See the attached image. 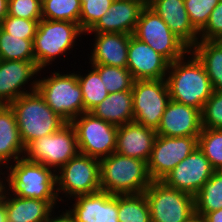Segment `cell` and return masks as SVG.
Segmentation results:
<instances>
[{"label": "cell", "instance_id": "cell-1", "mask_svg": "<svg viewBox=\"0 0 222 222\" xmlns=\"http://www.w3.org/2000/svg\"><path fill=\"white\" fill-rule=\"evenodd\" d=\"M83 37L85 38V32L77 23L41 19L33 40V52L38 68L50 71V66L51 68H53L52 66L56 67V64H59L61 60L64 62L68 59L70 62L71 58L75 57L72 56L69 59L68 55L70 56L74 49L79 50L80 46L82 48Z\"/></svg>", "mask_w": 222, "mask_h": 222}, {"label": "cell", "instance_id": "cell-2", "mask_svg": "<svg viewBox=\"0 0 222 222\" xmlns=\"http://www.w3.org/2000/svg\"><path fill=\"white\" fill-rule=\"evenodd\" d=\"M166 81L171 100L200 111L214 91L204 65L191 50L170 63Z\"/></svg>", "mask_w": 222, "mask_h": 222}, {"label": "cell", "instance_id": "cell-3", "mask_svg": "<svg viewBox=\"0 0 222 222\" xmlns=\"http://www.w3.org/2000/svg\"><path fill=\"white\" fill-rule=\"evenodd\" d=\"M3 186L16 196L47 201L54 209L62 204L57 194L56 172L25 157L6 166Z\"/></svg>", "mask_w": 222, "mask_h": 222}, {"label": "cell", "instance_id": "cell-4", "mask_svg": "<svg viewBox=\"0 0 222 222\" xmlns=\"http://www.w3.org/2000/svg\"><path fill=\"white\" fill-rule=\"evenodd\" d=\"M61 66V70L59 67L56 70L51 69L50 72L48 69L40 70L36 90L57 115L70 123L84 113L83 95L74 71L76 67L67 71Z\"/></svg>", "mask_w": 222, "mask_h": 222}, {"label": "cell", "instance_id": "cell-5", "mask_svg": "<svg viewBox=\"0 0 222 222\" xmlns=\"http://www.w3.org/2000/svg\"><path fill=\"white\" fill-rule=\"evenodd\" d=\"M152 182L146 161L116 152L100 160L101 191L112 195L141 194Z\"/></svg>", "mask_w": 222, "mask_h": 222}, {"label": "cell", "instance_id": "cell-6", "mask_svg": "<svg viewBox=\"0 0 222 222\" xmlns=\"http://www.w3.org/2000/svg\"><path fill=\"white\" fill-rule=\"evenodd\" d=\"M12 108L25 148L34 140L59 131L67 122L57 115L37 90L14 100Z\"/></svg>", "mask_w": 222, "mask_h": 222}, {"label": "cell", "instance_id": "cell-7", "mask_svg": "<svg viewBox=\"0 0 222 222\" xmlns=\"http://www.w3.org/2000/svg\"><path fill=\"white\" fill-rule=\"evenodd\" d=\"M56 182L62 205L76 196L97 193L101 191L100 160L78 153L56 172Z\"/></svg>", "mask_w": 222, "mask_h": 222}, {"label": "cell", "instance_id": "cell-8", "mask_svg": "<svg viewBox=\"0 0 222 222\" xmlns=\"http://www.w3.org/2000/svg\"><path fill=\"white\" fill-rule=\"evenodd\" d=\"M152 222H190L195 218L194 196L153 181L144 191Z\"/></svg>", "mask_w": 222, "mask_h": 222}, {"label": "cell", "instance_id": "cell-9", "mask_svg": "<svg viewBox=\"0 0 222 222\" xmlns=\"http://www.w3.org/2000/svg\"><path fill=\"white\" fill-rule=\"evenodd\" d=\"M78 153L75 129L67 123L59 131L32 141L25 148L24 157L57 172Z\"/></svg>", "mask_w": 222, "mask_h": 222}, {"label": "cell", "instance_id": "cell-10", "mask_svg": "<svg viewBox=\"0 0 222 222\" xmlns=\"http://www.w3.org/2000/svg\"><path fill=\"white\" fill-rule=\"evenodd\" d=\"M70 124L76 132L79 153L101 160L115 152L118 126L91 112L82 113Z\"/></svg>", "mask_w": 222, "mask_h": 222}, {"label": "cell", "instance_id": "cell-11", "mask_svg": "<svg viewBox=\"0 0 222 222\" xmlns=\"http://www.w3.org/2000/svg\"><path fill=\"white\" fill-rule=\"evenodd\" d=\"M133 36L148 44L170 63L182 58L190 50L147 5L140 13Z\"/></svg>", "mask_w": 222, "mask_h": 222}, {"label": "cell", "instance_id": "cell-12", "mask_svg": "<svg viewBox=\"0 0 222 222\" xmlns=\"http://www.w3.org/2000/svg\"><path fill=\"white\" fill-rule=\"evenodd\" d=\"M170 100L166 79L134 80L133 121L156 130Z\"/></svg>", "mask_w": 222, "mask_h": 222}, {"label": "cell", "instance_id": "cell-13", "mask_svg": "<svg viewBox=\"0 0 222 222\" xmlns=\"http://www.w3.org/2000/svg\"><path fill=\"white\" fill-rule=\"evenodd\" d=\"M197 146L198 136L165 137L157 135L147 162L151 179L162 181Z\"/></svg>", "mask_w": 222, "mask_h": 222}, {"label": "cell", "instance_id": "cell-14", "mask_svg": "<svg viewBox=\"0 0 222 222\" xmlns=\"http://www.w3.org/2000/svg\"><path fill=\"white\" fill-rule=\"evenodd\" d=\"M39 72L35 61L0 60V102L9 105L36 90Z\"/></svg>", "mask_w": 222, "mask_h": 222}, {"label": "cell", "instance_id": "cell-15", "mask_svg": "<svg viewBox=\"0 0 222 222\" xmlns=\"http://www.w3.org/2000/svg\"><path fill=\"white\" fill-rule=\"evenodd\" d=\"M215 169L197 146L162 180L167 186L195 196Z\"/></svg>", "mask_w": 222, "mask_h": 222}, {"label": "cell", "instance_id": "cell-16", "mask_svg": "<svg viewBox=\"0 0 222 222\" xmlns=\"http://www.w3.org/2000/svg\"><path fill=\"white\" fill-rule=\"evenodd\" d=\"M64 204H66L64 207H68L75 217L76 222H119L118 195L99 191L76 196Z\"/></svg>", "mask_w": 222, "mask_h": 222}, {"label": "cell", "instance_id": "cell-17", "mask_svg": "<svg viewBox=\"0 0 222 222\" xmlns=\"http://www.w3.org/2000/svg\"><path fill=\"white\" fill-rule=\"evenodd\" d=\"M92 35V43L89 45L85 57V65L101 64L107 66H115L127 68V55L130 34L122 33H85V37ZM92 48V49H90ZM90 53V54H89ZM88 59V61L86 60Z\"/></svg>", "mask_w": 222, "mask_h": 222}, {"label": "cell", "instance_id": "cell-18", "mask_svg": "<svg viewBox=\"0 0 222 222\" xmlns=\"http://www.w3.org/2000/svg\"><path fill=\"white\" fill-rule=\"evenodd\" d=\"M170 62L148 44L130 35L127 69L134 80L166 79Z\"/></svg>", "mask_w": 222, "mask_h": 222}, {"label": "cell", "instance_id": "cell-19", "mask_svg": "<svg viewBox=\"0 0 222 222\" xmlns=\"http://www.w3.org/2000/svg\"><path fill=\"white\" fill-rule=\"evenodd\" d=\"M146 6L142 0H113L109 10L86 33H122L133 35L140 13Z\"/></svg>", "mask_w": 222, "mask_h": 222}, {"label": "cell", "instance_id": "cell-20", "mask_svg": "<svg viewBox=\"0 0 222 222\" xmlns=\"http://www.w3.org/2000/svg\"><path fill=\"white\" fill-rule=\"evenodd\" d=\"M202 130L201 111L170 100L156 129L165 137L199 136Z\"/></svg>", "mask_w": 222, "mask_h": 222}, {"label": "cell", "instance_id": "cell-21", "mask_svg": "<svg viewBox=\"0 0 222 222\" xmlns=\"http://www.w3.org/2000/svg\"><path fill=\"white\" fill-rule=\"evenodd\" d=\"M146 5L161 17L189 49L198 42L199 32L190 22L184 0H150Z\"/></svg>", "mask_w": 222, "mask_h": 222}, {"label": "cell", "instance_id": "cell-22", "mask_svg": "<svg viewBox=\"0 0 222 222\" xmlns=\"http://www.w3.org/2000/svg\"><path fill=\"white\" fill-rule=\"evenodd\" d=\"M156 136L155 129L134 121L118 126L115 152L148 162Z\"/></svg>", "mask_w": 222, "mask_h": 222}, {"label": "cell", "instance_id": "cell-23", "mask_svg": "<svg viewBox=\"0 0 222 222\" xmlns=\"http://www.w3.org/2000/svg\"><path fill=\"white\" fill-rule=\"evenodd\" d=\"M23 145L15 114L9 105L0 108V161L9 165L24 157Z\"/></svg>", "mask_w": 222, "mask_h": 222}, {"label": "cell", "instance_id": "cell-24", "mask_svg": "<svg viewBox=\"0 0 222 222\" xmlns=\"http://www.w3.org/2000/svg\"><path fill=\"white\" fill-rule=\"evenodd\" d=\"M54 208L44 200L22 198L6 189L8 222H45Z\"/></svg>", "mask_w": 222, "mask_h": 222}, {"label": "cell", "instance_id": "cell-25", "mask_svg": "<svg viewBox=\"0 0 222 222\" xmlns=\"http://www.w3.org/2000/svg\"><path fill=\"white\" fill-rule=\"evenodd\" d=\"M132 102V90L111 93L91 113L105 122L121 126L134 120Z\"/></svg>", "mask_w": 222, "mask_h": 222}, {"label": "cell", "instance_id": "cell-26", "mask_svg": "<svg viewBox=\"0 0 222 222\" xmlns=\"http://www.w3.org/2000/svg\"><path fill=\"white\" fill-rule=\"evenodd\" d=\"M202 62L214 91H222V42L198 40L190 49Z\"/></svg>", "mask_w": 222, "mask_h": 222}, {"label": "cell", "instance_id": "cell-27", "mask_svg": "<svg viewBox=\"0 0 222 222\" xmlns=\"http://www.w3.org/2000/svg\"><path fill=\"white\" fill-rule=\"evenodd\" d=\"M195 217L222 209V170H215L211 178L194 196Z\"/></svg>", "mask_w": 222, "mask_h": 222}, {"label": "cell", "instance_id": "cell-28", "mask_svg": "<svg viewBox=\"0 0 222 222\" xmlns=\"http://www.w3.org/2000/svg\"><path fill=\"white\" fill-rule=\"evenodd\" d=\"M87 68L89 69H85V71L80 67L76 71L82 89L84 113L91 112L108 96V91L100 78L99 72L92 65H88Z\"/></svg>", "mask_w": 222, "mask_h": 222}, {"label": "cell", "instance_id": "cell-29", "mask_svg": "<svg viewBox=\"0 0 222 222\" xmlns=\"http://www.w3.org/2000/svg\"><path fill=\"white\" fill-rule=\"evenodd\" d=\"M119 222H152L144 193L118 195Z\"/></svg>", "mask_w": 222, "mask_h": 222}, {"label": "cell", "instance_id": "cell-30", "mask_svg": "<svg viewBox=\"0 0 222 222\" xmlns=\"http://www.w3.org/2000/svg\"><path fill=\"white\" fill-rule=\"evenodd\" d=\"M33 40L13 36L0 27V60L35 61Z\"/></svg>", "mask_w": 222, "mask_h": 222}, {"label": "cell", "instance_id": "cell-31", "mask_svg": "<svg viewBox=\"0 0 222 222\" xmlns=\"http://www.w3.org/2000/svg\"><path fill=\"white\" fill-rule=\"evenodd\" d=\"M42 19L69 21L79 24L80 0H42Z\"/></svg>", "mask_w": 222, "mask_h": 222}, {"label": "cell", "instance_id": "cell-32", "mask_svg": "<svg viewBox=\"0 0 222 222\" xmlns=\"http://www.w3.org/2000/svg\"><path fill=\"white\" fill-rule=\"evenodd\" d=\"M89 65H92L99 72L108 94L132 90L134 79L127 68L101 64Z\"/></svg>", "mask_w": 222, "mask_h": 222}, {"label": "cell", "instance_id": "cell-33", "mask_svg": "<svg viewBox=\"0 0 222 222\" xmlns=\"http://www.w3.org/2000/svg\"><path fill=\"white\" fill-rule=\"evenodd\" d=\"M198 147L215 170H222V129L202 128Z\"/></svg>", "mask_w": 222, "mask_h": 222}, {"label": "cell", "instance_id": "cell-34", "mask_svg": "<svg viewBox=\"0 0 222 222\" xmlns=\"http://www.w3.org/2000/svg\"><path fill=\"white\" fill-rule=\"evenodd\" d=\"M113 0H80L79 26L86 33L110 8Z\"/></svg>", "mask_w": 222, "mask_h": 222}, {"label": "cell", "instance_id": "cell-35", "mask_svg": "<svg viewBox=\"0 0 222 222\" xmlns=\"http://www.w3.org/2000/svg\"><path fill=\"white\" fill-rule=\"evenodd\" d=\"M220 0H184L193 27L200 32L207 24L210 14Z\"/></svg>", "mask_w": 222, "mask_h": 222}, {"label": "cell", "instance_id": "cell-36", "mask_svg": "<svg viewBox=\"0 0 222 222\" xmlns=\"http://www.w3.org/2000/svg\"><path fill=\"white\" fill-rule=\"evenodd\" d=\"M202 128L222 129V91H213L201 111Z\"/></svg>", "mask_w": 222, "mask_h": 222}, {"label": "cell", "instance_id": "cell-37", "mask_svg": "<svg viewBox=\"0 0 222 222\" xmlns=\"http://www.w3.org/2000/svg\"><path fill=\"white\" fill-rule=\"evenodd\" d=\"M40 20H29L7 15L0 27L7 33L22 39H34Z\"/></svg>", "mask_w": 222, "mask_h": 222}, {"label": "cell", "instance_id": "cell-38", "mask_svg": "<svg viewBox=\"0 0 222 222\" xmlns=\"http://www.w3.org/2000/svg\"><path fill=\"white\" fill-rule=\"evenodd\" d=\"M42 0H8V14L29 20L42 19Z\"/></svg>", "mask_w": 222, "mask_h": 222}, {"label": "cell", "instance_id": "cell-39", "mask_svg": "<svg viewBox=\"0 0 222 222\" xmlns=\"http://www.w3.org/2000/svg\"><path fill=\"white\" fill-rule=\"evenodd\" d=\"M222 36V0L214 7L205 27L199 32V40H218Z\"/></svg>", "mask_w": 222, "mask_h": 222}, {"label": "cell", "instance_id": "cell-40", "mask_svg": "<svg viewBox=\"0 0 222 222\" xmlns=\"http://www.w3.org/2000/svg\"><path fill=\"white\" fill-rule=\"evenodd\" d=\"M45 222H76V220L70 211L62 205L60 209L59 207L55 208Z\"/></svg>", "mask_w": 222, "mask_h": 222}, {"label": "cell", "instance_id": "cell-41", "mask_svg": "<svg viewBox=\"0 0 222 222\" xmlns=\"http://www.w3.org/2000/svg\"><path fill=\"white\" fill-rule=\"evenodd\" d=\"M0 222H8L6 215V188L4 186L0 194Z\"/></svg>", "mask_w": 222, "mask_h": 222}, {"label": "cell", "instance_id": "cell-42", "mask_svg": "<svg viewBox=\"0 0 222 222\" xmlns=\"http://www.w3.org/2000/svg\"><path fill=\"white\" fill-rule=\"evenodd\" d=\"M201 219L203 222H222V209L205 214Z\"/></svg>", "mask_w": 222, "mask_h": 222}, {"label": "cell", "instance_id": "cell-43", "mask_svg": "<svg viewBox=\"0 0 222 222\" xmlns=\"http://www.w3.org/2000/svg\"><path fill=\"white\" fill-rule=\"evenodd\" d=\"M8 14V0H0V24Z\"/></svg>", "mask_w": 222, "mask_h": 222}, {"label": "cell", "instance_id": "cell-44", "mask_svg": "<svg viewBox=\"0 0 222 222\" xmlns=\"http://www.w3.org/2000/svg\"><path fill=\"white\" fill-rule=\"evenodd\" d=\"M6 166L0 161V179L4 178Z\"/></svg>", "mask_w": 222, "mask_h": 222}, {"label": "cell", "instance_id": "cell-45", "mask_svg": "<svg viewBox=\"0 0 222 222\" xmlns=\"http://www.w3.org/2000/svg\"><path fill=\"white\" fill-rule=\"evenodd\" d=\"M190 222H203L201 218L195 217Z\"/></svg>", "mask_w": 222, "mask_h": 222}, {"label": "cell", "instance_id": "cell-46", "mask_svg": "<svg viewBox=\"0 0 222 222\" xmlns=\"http://www.w3.org/2000/svg\"><path fill=\"white\" fill-rule=\"evenodd\" d=\"M2 187H3V179H0V194H1Z\"/></svg>", "mask_w": 222, "mask_h": 222}, {"label": "cell", "instance_id": "cell-47", "mask_svg": "<svg viewBox=\"0 0 222 222\" xmlns=\"http://www.w3.org/2000/svg\"><path fill=\"white\" fill-rule=\"evenodd\" d=\"M142 1L147 4L150 0H142Z\"/></svg>", "mask_w": 222, "mask_h": 222}]
</instances>
